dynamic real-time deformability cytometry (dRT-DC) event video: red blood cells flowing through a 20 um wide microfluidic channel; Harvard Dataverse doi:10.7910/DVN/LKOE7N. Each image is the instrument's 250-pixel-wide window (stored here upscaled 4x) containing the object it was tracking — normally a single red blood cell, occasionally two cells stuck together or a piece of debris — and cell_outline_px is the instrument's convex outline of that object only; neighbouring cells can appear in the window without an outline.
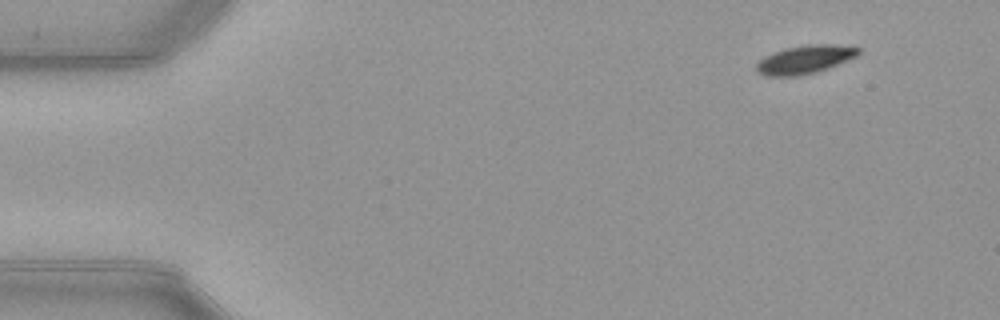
{"species": "common noctule bat (a hibernating species)", "species_latin": "Nyctalus noctula", "temperature_condition": "warm", "stored_images_in_passage": 53, "camera_frame_rate_fps": 3000, "um_per_image_px": 0.085, "animal": {"sex": "female", "body_mass_g": 21.9}, "frame": {"image": 1, "passage_image": 6, "time_ms": 1.667, "image_size_px": [1000, 320], "cell_outline_px": [[860, 52], [856, 56], [828, 68], [816, 72], [796, 76], [764, 76], [756, 72], [756, 64], [764, 56], [784, 48], [804, 44], [832, 44], [860, 48]], "centroid_in_image_um": [68.37, 5.05], "position_along_channel_um": 16.6, "area_um2": 16.88}}
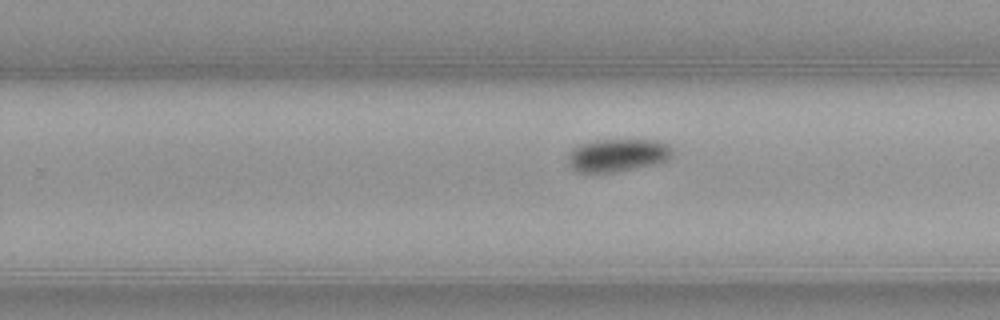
{"frame": {"image": 2, "passage_image": 34, "time_ms": 11.0, "image_size_px": [1000, 320], "cell_outline_px": [[672, 156], [668, 160], [652, 164], [612, 172], [580, 172], [572, 168], [568, 164], [568, 156], [572, 148], [580, 144], [596, 140], [660, 140], [668, 144], [672, 148]], "centroid_in_image_um": [52.49, 13.17], "position_along_channel_um": 277.3, "area_um2": 19.83}}
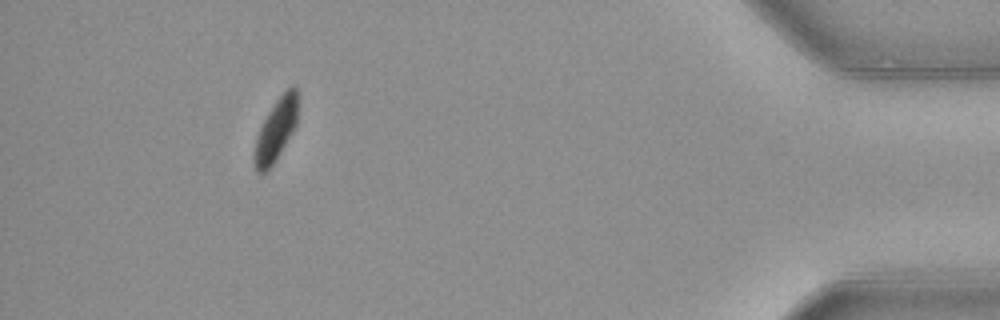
{"frame": {"image": 3, "passage_image": 49, "time_ms": 16.0, "image_size_px": [1000, 320], "cell_outline_px": [[296, 124], [292, 132], [276, 160], [264, 172], [256, 172], [252, 160], [252, 156], [256, 136], [268, 112], [276, 100], [292, 84], [296, 88]], "centroid_in_image_um": [23.4, 11.09], "position_along_channel_um": 411.8, "area_um2": 15.49}, "authors_computed_cell_mechanics": {"area_um2": 18.5538, "velocity_mm_per_s": 3.9548, "shape_relaxation_time_tau1_ms": 1.9979, "shape_relaxation_time_tau2_ms": null, "deformation_change_tau1": 0.1214, "deformation_change_tau2": null}}